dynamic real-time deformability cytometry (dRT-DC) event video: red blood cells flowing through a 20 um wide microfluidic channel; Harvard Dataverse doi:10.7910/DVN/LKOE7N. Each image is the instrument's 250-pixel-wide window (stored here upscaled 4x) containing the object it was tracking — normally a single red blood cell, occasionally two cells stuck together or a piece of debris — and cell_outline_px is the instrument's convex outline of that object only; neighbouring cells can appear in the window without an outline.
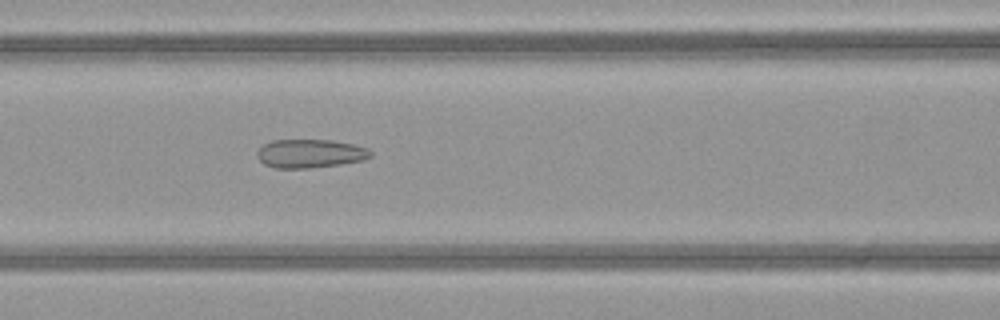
{"species": "common noctule bat (a hibernating species)", "species_latin": "Nyctalus noctula", "temperature_condition": "warm", "stored_images_in_passage": 51, "camera_frame_rate_fps": 3000, "um_per_image_px": 0.085, "animal": {"sex": "female", "body_mass_g": 21.9}, "frame": {"image": 1, "passage_image": 23, "time_ms": 7.333, "image_size_px": [1000, 320], "cell_outline_px": [[372, 156], [364, 160], [340, 164], [312, 168], [272, 168], [264, 164], [256, 156], [256, 152], [264, 144], [272, 140], [332, 140], [352, 144], [368, 148], [372, 152]], "centroid_in_image_um": [26.35, 13.06], "position_along_channel_um": 140.2, "area_um2": 19.02}}
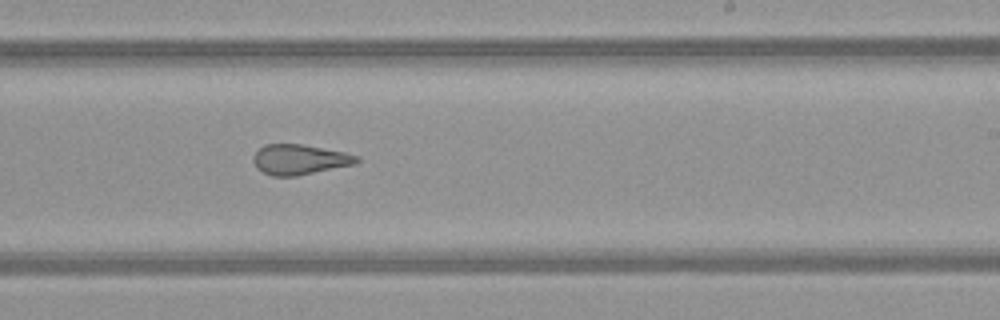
{"frame": {"image": 2, "passage_image": 32, "time_ms": 10.333, "image_size_px": [1000, 320], "cell_outline_px": [[360, 160], [356, 164], [296, 176], [272, 176], [256, 168], [252, 160], [252, 156], [264, 144], [300, 144], [344, 152], [360, 156]], "centroid_in_image_um": [25.46, 13.56], "position_along_channel_um": 263.5, "area_um2": 18.21}}
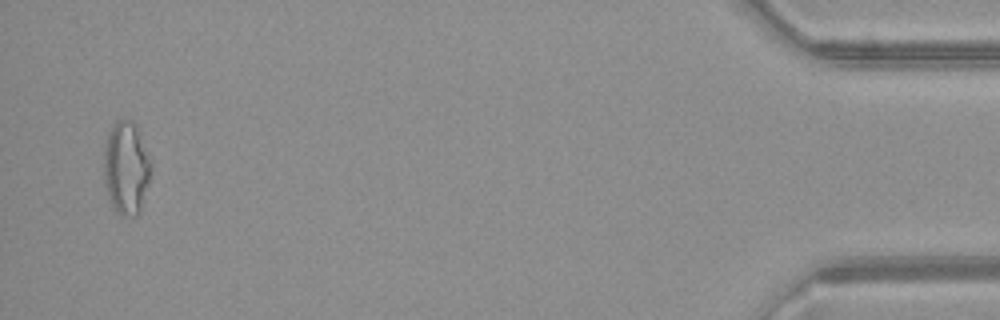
{"frame": {"image": 3, "passage_image": 50, "time_ms": 16.333, "image_size_px": [1000, 320], "cell_outline_px": [[152, 164], [148, 184], [140, 212], [136, 216], [120, 216], [112, 208], [104, 184], [104, 144], [108, 132], [116, 120], [132, 120], [140, 132], [152, 160]], "centroid_in_image_um": [10.73, 14.28], "position_along_channel_um": 424.5, "area_um2": 26.13}, "authors_computed_cell_mechanics": {"area_um2": 21.675, "velocity_mm_per_s": 4.1054, "shape_relaxation_time_tau1_ms": null, "shape_relaxation_time_tau2_ms": 1.4749, "deformation_change_tau1": null, "deformation_change_tau2": 0.0896}}